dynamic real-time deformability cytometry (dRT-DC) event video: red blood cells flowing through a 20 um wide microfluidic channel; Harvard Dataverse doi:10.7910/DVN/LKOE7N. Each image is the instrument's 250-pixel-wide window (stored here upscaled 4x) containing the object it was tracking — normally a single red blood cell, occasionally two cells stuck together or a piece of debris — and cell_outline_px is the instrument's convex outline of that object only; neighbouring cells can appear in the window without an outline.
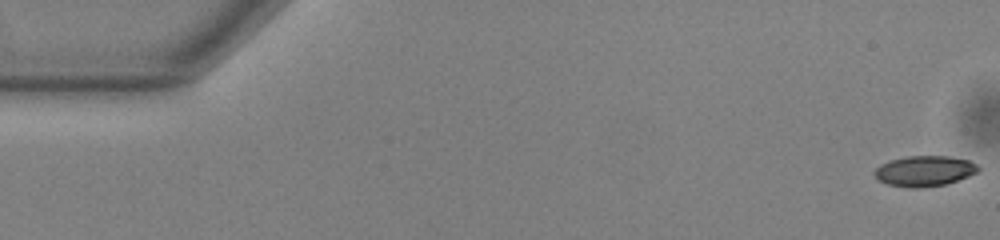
{"species": "common noctule bat (a hibernating species)", "species_latin": "Nyctalus noctula", "temperature_condition": "warm", "stored_images_in_passage": 54, "camera_frame_rate_fps": 3000, "um_per_image_px": 0.085, "animal": {"sex": "male", "body_mass_g": 13.0, "forearm_length_mm": 53.1}, "frame": {"image": 1, "passage_image": 1, "time_ms": 0.0, "image_size_px": [1000, 240], "cell_outline_px": [[980, 168], [976, 172], [968, 176], [944, 184], [920, 188], [908, 188], [888, 184], [876, 180], [872, 172], [880, 164], [892, 160], [908, 156], [948, 156], [968, 160], [976, 164]], "centroid_in_image_um": [78.52, 14.54], "position_along_channel_um": 6.5, "area_um2": 18.38}}
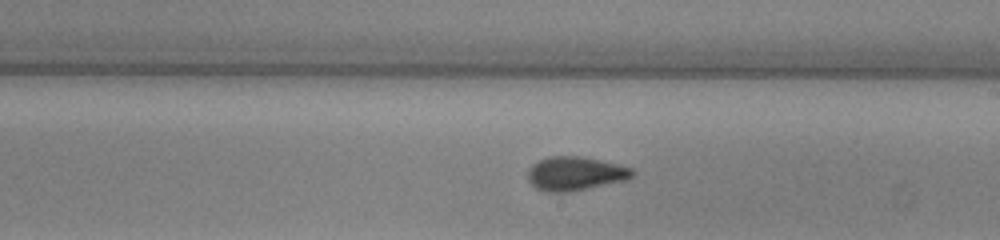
{"frame": {"image": 2, "passage_image": 31, "time_ms": 10.0, "image_size_px": [1000, 240], "cell_outline_px": [[636, 172], [632, 176], [624, 180], [568, 192], [548, 192], [536, 188], [528, 180], [528, 168], [532, 164], [548, 156], [580, 156], [620, 164], [632, 168]], "centroid_in_image_um": [48.88, 14.74], "position_along_channel_um": 240.1, "area_um2": 20.52}}
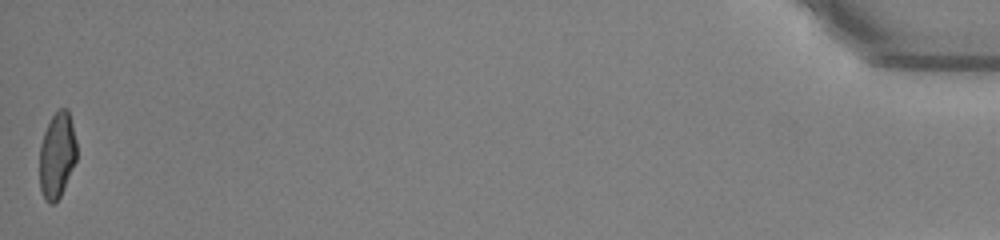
{"frame": {"image": 3, "passage_image": 54, "time_ms": 17.667, "image_size_px": [1000, 240], "cell_outline_px": [[76, 160], [64, 188], [60, 196], [52, 204], [48, 204], [44, 200], [40, 188], [40, 144], [44, 132], [52, 116], [60, 108], [68, 108], [76, 140]], "centroid_in_image_um": [4.84, 13.2], "position_along_channel_um": 430.4, "area_um2": 18.5}, "authors_computed_cell_mechanics": {"area_um2": 19.5942, "velocity_mm_per_s": 3.8287, "shape_relaxation_time_tau1_ms": 5.3611, "shape_relaxation_time_tau2_ms": 1.5119, "deformation_change_tau1": 0.1609, "deformation_change_tau2": 0.0839}}